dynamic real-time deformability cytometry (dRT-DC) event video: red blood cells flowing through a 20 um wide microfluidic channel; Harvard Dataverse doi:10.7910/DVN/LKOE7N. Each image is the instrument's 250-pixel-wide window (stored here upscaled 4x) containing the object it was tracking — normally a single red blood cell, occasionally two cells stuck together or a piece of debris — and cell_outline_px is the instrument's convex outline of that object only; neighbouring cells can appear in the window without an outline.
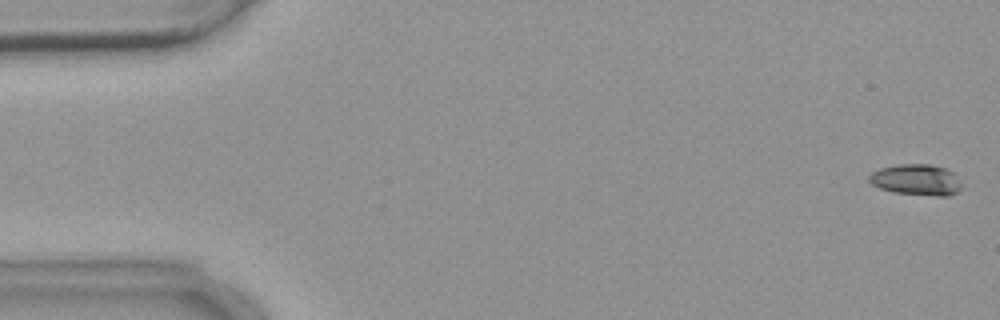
{"species": "common noctule bat (a hibernating species)", "species_latin": "Nyctalus noctula", "temperature_condition": "warm", "stored_images_in_passage": 5, "camera_frame_rate_fps": 3000, "um_per_image_px": 0.085, "animal": {"sex": "female", "body_mass_g": 18.4}, "frame": {"image": 1, "passage_image": 1, "time_ms": 0.0, "image_size_px": [1000, 320], "cell_outline_px": [[960, 188], [956, 192], [948, 196], [936, 196], [892, 192], [880, 188], [872, 184], [868, 180], [868, 176], [872, 172], [880, 168], [900, 164], [928, 164], [948, 168], [960, 180]], "centroid_in_image_um": [77.88, 15.28], "position_along_channel_um": 7.1, "area_um2": 16.76}}
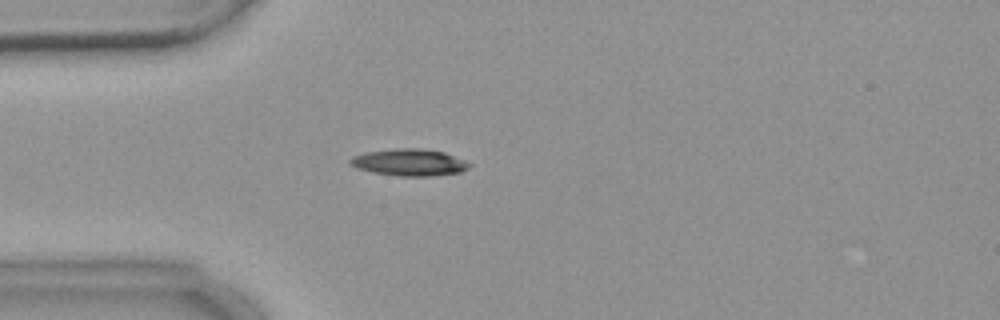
{"frame": {"image": 2, "passage_image": 4, "time_ms": 4.667, "image_size_px": [1000, 320], "cell_outline_px": [[472, 164], [468, 168], [460, 172], [428, 176], [400, 176], [372, 172], [356, 168], [348, 164], [348, 160], [352, 156], [364, 152], [396, 148], [416, 148], [444, 152], [464, 160]], "centroid_in_image_um": [34.73, 13.8], "position_along_channel_um": 50.3, "area_um2": 18.67}}